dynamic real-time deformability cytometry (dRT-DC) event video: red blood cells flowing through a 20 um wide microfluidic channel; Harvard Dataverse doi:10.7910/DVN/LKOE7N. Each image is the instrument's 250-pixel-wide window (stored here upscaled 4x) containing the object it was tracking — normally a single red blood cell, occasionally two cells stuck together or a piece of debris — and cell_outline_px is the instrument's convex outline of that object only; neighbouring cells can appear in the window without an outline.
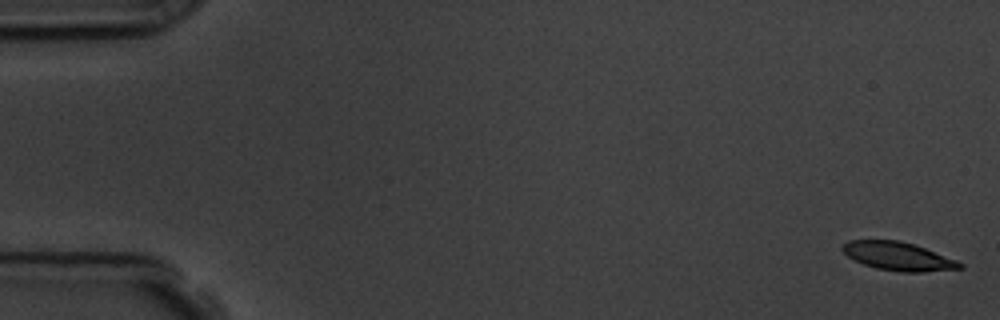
{"species": "common noctule bat (a hibernating species)", "species_latin": "Nyctalus noctula", "temperature_condition": "room temperature", "stored_images_in_passage": 13, "camera_frame_rate_fps": 3000, "um_per_image_px": 0.085, "animal": {"sex": "male", "body_mass_g": 19.5, "forearm_length_mm": 54.6}, "frame": {"image": 1, "passage_image": 1, "time_ms": 0.0, "image_size_px": [1000, 320], "cell_outline_px": [[964, 268], [920, 272], [900, 272], [876, 268], [864, 264], [848, 256], [840, 248], [848, 240], [900, 240], [924, 248], [956, 260], [964, 264]], "centroid_in_image_um": [76.34, 21.78], "position_along_channel_um": 8.7, "area_um2": 19.19}}